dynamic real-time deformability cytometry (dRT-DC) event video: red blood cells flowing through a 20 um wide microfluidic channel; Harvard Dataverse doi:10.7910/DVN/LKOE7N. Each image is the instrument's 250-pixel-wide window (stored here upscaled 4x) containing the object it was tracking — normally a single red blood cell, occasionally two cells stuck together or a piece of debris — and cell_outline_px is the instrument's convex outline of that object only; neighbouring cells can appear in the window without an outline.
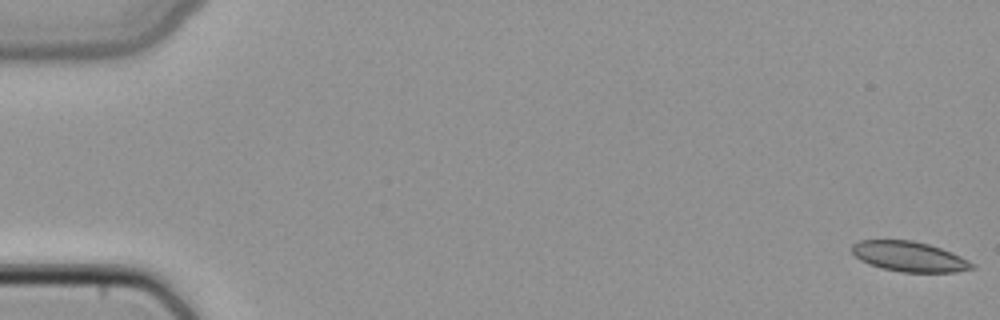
{"species": "common noctule bat (a hibernating species)", "species_latin": "Nyctalus noctula", "temperature_condition": "cold", "stored_images_in_passage": 50, "camera_frame_rate_fps": 3000, "um_per_image_px": 0.085, "animal": {"sex": "female", "body_mass_g": 22.7, "forearm_length_mm": 54.2}, "frame": {"image": 1, "passage_image": 1, "time_ms": 0.0, "image_size_px": [1000, 320], "cell_outline_px": [[976, 268], [956, 272], [900, 272], [880, 268], [868, 264], [860, 260], [852, 252], [852, 244], [860, 240], [912, 240], [928, 244], [952, 252], [976, 264]], "centroid_in_image_um": [77.3, 21.81], "position_along_channel_um": 7.7, "area_um2": 21.21}}
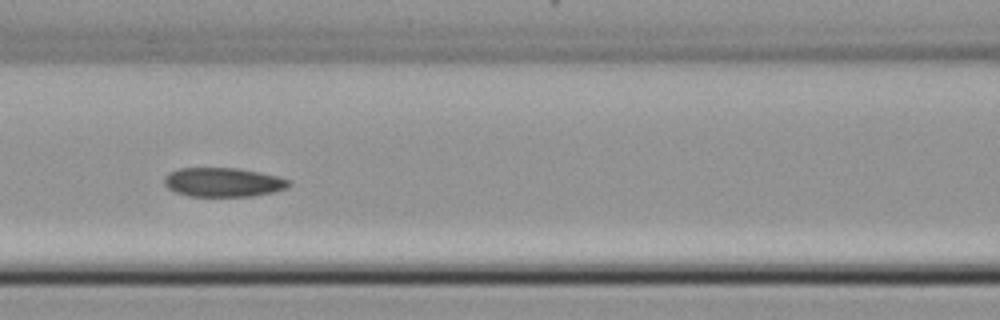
{"frame": {"image": 2, "passage_image": 23, "time_ms": 7.333, "image_size_px": [1000, 320], "cell_outline_px": [[292, 184], [288, 188], [272, 192], [252, 196], [188, 196], [176, 192], [168, 188], [164, 184], [164, 176], [168, 172], [180, 168], [240, 168], [260, 172], [292, 180]], "centroid_in_image_um": [18.98, 15.48], "position_along_channel_um": 147.6, "area_um2": 21.33}}
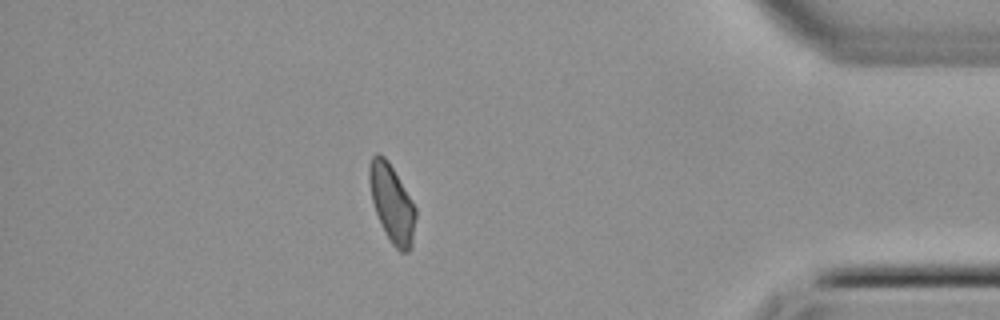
{"frame": {"image": 3, "passage_image": 44, "time_ms": 14.333, "image_size_px": [1000, 320], "cell_outline_px": [[416, 216], [412, 248], [408, 252], [400, 252], [392, 244], [376, 212], [372, 200], [368, 180], [368, 164], [372, 156], [376, 152], [380, 152], [388, 160], [416, 208]], "centroid_in_image_um": [33.31, 17.25], "position_along_channel_um": 401.9, "area_um2": 20.92}}